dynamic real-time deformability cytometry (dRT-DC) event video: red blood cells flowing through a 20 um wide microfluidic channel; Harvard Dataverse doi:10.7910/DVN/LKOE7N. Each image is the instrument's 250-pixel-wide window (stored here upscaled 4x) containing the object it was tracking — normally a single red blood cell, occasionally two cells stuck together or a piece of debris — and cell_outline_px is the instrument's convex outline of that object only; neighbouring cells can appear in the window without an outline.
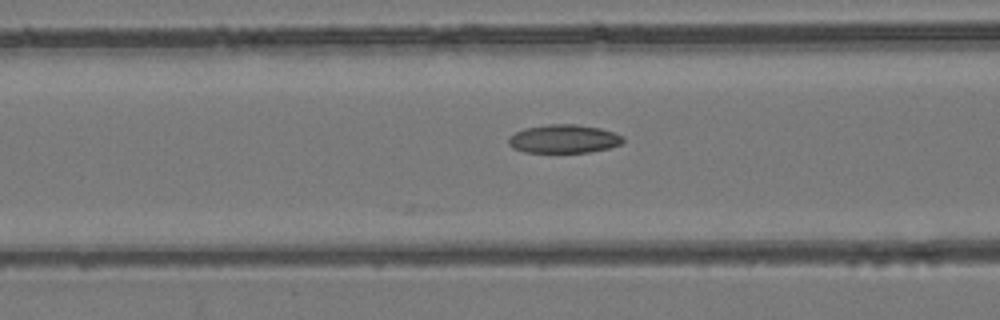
{"species": "common noctule bat (a hibernating species)", "species_latin": "Nyctalus noctula", "temperature_condition": "room temperature", "stored_images_in_passage": 16, "camera_frame_rate_fps": 3000, "um_per_image_px": 0.085, "animal": {"sex": "female", "body_mass_g": 24.6, "forearm_length_mm": 56.2}, "frame": {"image": 1, "passage_image": 7, "time_ms": 2.0, "image_size_px": [1000, 320], "cell_outline_px": [[624, 140], [620, 144], [608, 148], [588, 152], [524, 152], [512, 148], [508, 144], [508, 136], [524, 128], [548, 124], [576, 124], [600, 128], [624, 136]], "centroid_in_image_um": [47.89, 11.8], "position_along_channel_um": 118.7, "area_um2": 19.02}}
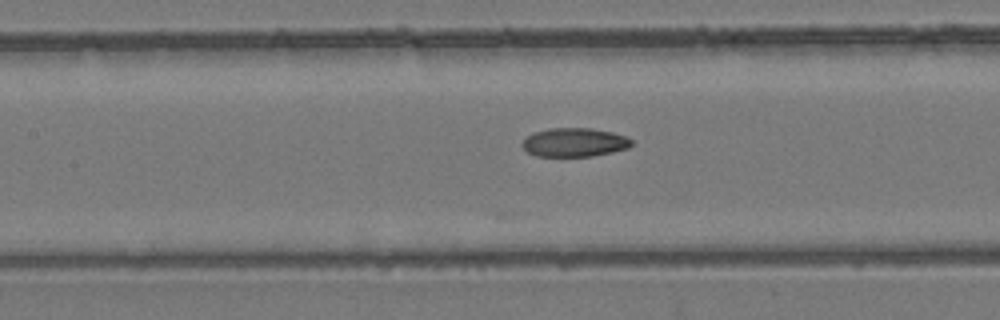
{"frame": {"image": 2, "passage_image": 10, "time_ms": 3.0, "image_size_px": [1000, 320], "cell_outline_px": [[632, 144], [628, 148], [612, 152], [592, 156], [536, 156], [528, 152], [520, 144], [532, 132], [548, 128], [592, 128], [612, 132], [624, 136], [632, 140]], "centroid_in_image_um": [48.81, 12.09], "position_along_channel_um": 158.6, "area_um2": 18.32}}